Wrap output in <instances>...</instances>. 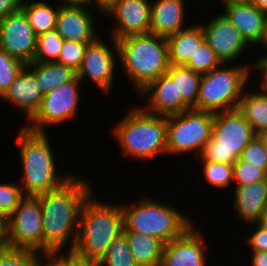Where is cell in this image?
Here are the masks:
<instances>
[{
  "mask_svg": "<svg viewBox=\"0 0 267 266\" xmlns=\"http://www.w3.org/2000/svg\"><path fill=\"white\" fill-rule=\"evenodd\" d=\"M222 5L229 3V2H239V1H250V0H220Z\"/></svg>",
  "mask_w": 267,
  "mask_h": 266,
  "instance_id": "cell-53",
  "label": "cell"
},
{
  "mask_svg": "<svg viewBox=\"0 0 267 266\" xmlns=\"http://www.w3.org/2000/svg\"><path fill=\"white\" fill-rule=\"evenodd\" d=\"M18 131L16 146L23 170L19 177L25 196H37L59 189L74 176L72 172H58L54 150L46 132H33L24 126Z\"/></svg>",
  "mask_w": 267,
  "mask_h": 266,
  "instance_id": "cell-2",
  "label": "cell"
},
{
  "mask_svg": "<svg viewBox=\"0 0 267 266\" xmlns=\"http://www.w3.org/2000/svg\"><path fill=\"white\" fill-rule=\"evenodd\" d=\"M138 266H160L165 243L134 231H123Z\"/></svg>",
  "mask_w": 267,
  "mask_h": 266,
  "instance_id": "cell-24",
  "label": "cell"
},
{
  "mask_svg": "<svg viewBox=\"0 0 267 266\" xmlns=\"http://www.w3.org/2000/svg\"><path fill=\"white\" fill-rule=\"evenodd\" d=\"M221 64L214 51L204 40L184 65L199 74H206Z\"/></svg>",
  "mask_w": 267,
  "mask_h": 266,
  "instance_id": "cell-32",
  "label": "cell"
},
{
  "mask_svg": "<svg viewBox=\"0 0 267 266\" xmlns=\"http://www.w3.org/2000/svg\"><path fill=\"white\" fill-rule=\"evenodd\" d=\"M196 226H191L183 235L165 244L160 266L207 265V244L201 228Z\"/></svg>",
  "mask_w": 267,
  "mask_h": 266,
  "instance_id": "cell-16",
  "label": "cell"
},
{
  "mask_svg": "<svg viewBox=\"0 0 267 266\" xmlns=\"http://www.w3.org/2000/svg\"><path fill=\"white\" fill-rule=\"evenodd\" d=\"M63 40L56 29L37 36L36 52L33 62H56L60 55Z\"/></svg>",
  "mask_w": 267,
  "mask_h": 266,
  "instance_id": "cell-29",
  "label": "cell"
},
{
  "mask_svg": "<svg viewBox=\"0 0 267 266\" xmlns=\"http://www.w3.org/2000/svg\"><path fill=\"white\" fill-rule=\"evenodd\" d=\"M254 73H259L258 77H260V80L257 84H259L265 91H267V68H255Z\"/></svg>",
  "mask_w": 267,
  "mask_h": 266,
  "instance_id": "cell-47",
  "label": "cell"
},
{
  "mask_svg": "<svg viewBox=\"0 0 267 266\" xmlns=\"http://www.w3.org/2000/svg\"><path fill=\"white\" fill-rule=\"evenodd\" d=\"M257 136L260 138V140L262 141V143L267 148V130L259 133Z\"/></svg>",
  "mask_w": 267,
  "mask_h": 266,
  "instance_id": "cell-52",
  "label": "cell"
},
{
  "mask_svg": "<svg viewBox=\"0 0 267 266\" xmlns=\"http://www.w3.org/2000/svg\"><path fill=\"white\" fill-rule=\"evenodd\" d=\"M190 25L166 38L170 65H185L205 40L201 24Z\"/></svg>",
  "mask_w": 267,
  "mask_h": 266,
  "instance_id": "cell-23",
  "label": "cell"
},
{
  "mask_svg": "<svg viewBox=\"0 0 267 266\" xmlns=\"http://www.w3.org/2000/svg\"><path fill=\"white\" fill-rule=\"evenodd\" d=\"M88 44L89 43L63 40L60 55L56 62L71 67L77 72L82 65L83 57Z\"/></svg>",
  "mask_w": 267,
  "mask_h": 266,
  "instance_id": "cell-36",
  "label": "cell"
},
{
  "mask_svg": "<svg viewBox=\"0 0 267 266\" xmlns=\"http://www.w3.org/2000/svg\"><path fill=\"white\" fill-rule=\"evenodd\" d=\"M45 0H23L21 9L26 14L29 23L34 30L36 36L47 31L56 29L59 5L46 3Z\"/></svg>",
  "mask_w": 267,
  "mask_h": 266,
  "instance_id": "cell-27",
  "label": "cell"
},
{
  "mask_svg": "<svg viewBox=\"0 0 267 266\" xmlns=\"http://www.w3.org/2000/svg\"><path fill=\"white\" fill-rule=\"evenodd\" d=\"M253 5L267 15V0H250Z\"/></svg>",
  "mask_w": 267,
  "mask_h": 266,
  "instance_id": "cell-48",
  "label": "cell"
},
{
  "mask_svg": "<svg viewBox=\"0 0 267 266\" xmlns=\"http://www.w3.org/2000/svg\"><path fill=\"white\" fill-rule=\"evenodd\" d=\"M256 134L236 108L214 113L212 137L198 155L199 161L233 164Z\"/></svg>",
  "mask_w": 267,
  "mask_h": 266,
  "instance_id": "cell-8",
  "label": "cell"
},
{
  "mask_svg": "<svg viewBox=\"0 0 267 266\" xmlns=\"http://www.w3.org/2000/svg\"><path fill=\"white\" fill-rule=\"evenodd\" d=\"M43 97L44 94L36 83L34 74L25 66L0 101L17 106L29 121L39 109Z\"/></svg>",
  "mask_w": 267,
  "mask_h": 266,
  "instance_id": "cell-19",
  "label": "cell"
},
{
  "mask_svg": "<svg viewBox=\"0 0 267 266\" xmlns=\"http://www.w3.org/2000/svg\"><path fill=\"white\" fill-rule=\"evenodd\" d=\"M23 0H0V20L21 10Z\"/></svg>",
  "mask_w": 267,
  "mask_h": 266,
  "instance_id": "cell-41",
  "label": "cell"
},
{
  "mask_svg": "<svg viewBox=\"0 0 267 266\" xmlns=\"http://www.w3.org/2000/svg\"><path fill=\"white\" fill-rule=\"evenodd\" d=\"M81 84L82 82L76 76L71 82L44 94L39 109L23 126L33 132H46V127L73 120L81 103Z\"/></svg>",
  "mask_w": 267,
  "mask_h": 266,
  "instance_id": "cell-10",
  "label": "cell"
},
{
  "mask_svg": "<svg viewBox=\"0 0 267 266\" xmlns=\"http://www.w3.org/2000/svg\"><path fill=\"white\" fill-rule=\"evenodd\" d=\"M201 26L205 41L221 63H235L250 48V44L223 13L216 14Z\"/></svg>",
  "mask_w": 267,
  "mask_h": 266,
  "instance_id": "cell-14",
  "label": "cell"
},
{
  "mask_svg": "<svg viewBox=\"0 0 267 266\" xmlns=\"http://www.w3.org/2000/svg\"><path fill=\"white\" fill-rule=\"evenodd\" d=\"M24 197L19 183L0 182V213L8 218Z\"/></svg>",
  "mask_w": 267,
  "mask_h": 266,
  "instance_id": "cell-37",
  "label": "cell"
},
{
  "mask_svg": "<svg viewBox=\"0 0 267 266\" xmlns=\"http://www.w3.org/2000/svg\"><path fill=\"white\" fill-rule=\"evenodd\" d=\"M26 67L34 74L36 83L43 94L71 82L77 76V72L71 67L57 62H32L27 64Z\"/></svg>",
  "mask_w": 267,
  "mask_h": 266,
  "instance_id": "cell-25",
  "label": "cell"
},
{
  "mask_svg": "<svg viewBox=\"0 0 267 266\" xmlns=\"http://www.w3.org/2000/svg\"><path fill=\"white\" fill-rule=\"evenodd\" d=\"M108 44L99 36L94 42L87 45L83 62L77 71V77L82 82L88 78L93 85L104 95L109 96L113 89L114 78L116 75L117 61L119 62V50L117 41L109 36ZM113 50V52H112ZM110 92V93H109Z\"/></svg>",
  "mask_w": 267,
  "mask_h": 266,
  "instance_id": "cell-11",
  "label": "cell"
},
{
  "mask_svg": "<svg viewBox=\"0 0 267 266\" xmlns=\"http://www.w3.org/2000/svg\"><path fill=\"white\" fill-rule=\"evenodd\" d=\"M7 222V246L42 252V211L37 196H25Z\"/></svg>",
  "mask_w": 267,
  "mask_h": 266,
  "instance_id": "cell-12",
  "label": "cell"
},
{
  "mask_svg": "<svg viewBox=\"0 0 267 266\" xmlns=\"http://www.w3.org/2000/svg\"><path fill=\"white\" fill-rule=\"evenodd\" d=\"M213 123L214 113L192 108L167 116V156L193 152L197 158L212 137Z\"/></svg>",
  "mask_w": 267,
  "mask_h": 266,
  "instance_id": "cell-9",
  "label": "cell"
},
{
  "mask_svg": "<svg viewBox=\"0 0 267 266\" xmlns=\"http://www.w3.org/2000/svg\"><path fill=\"white\" fill-rule=\"evenodd\" d=\"M99 264L100 266H138L123 233L111 243Z\"/></svg>",
  "mask_w": 267,
  "mask_h": 266,
  "instance_id": "cell-31",
  "label": "cell"
},
{
  "mask_svg": "<svg viewBox=\"0 0 267 266\" xmlns=\"http://www.w3.org/2000/svg\"><path fill=\"white\" fill-rule=\"evenodd\" d=\"M117 44L123 75L138 93L170 67L165 37L153 33L132 35L117 40Z\"/></svg>",
  "mask_w": 267,
  "mask_h": 266,
  "instance_id": "cell-5",
  "label": "cell"
},
{
  "mask_svg": "<svg viewBox=\"0 0 267 266\" xmlns=\"http://www.w3.org/2000/svg\"><path fill=\"white\" fill-rule=\"evenodd\" d=\"M185 3V0H152L150 33L167 38L187 28Z\"/></svg>",
  "mask_w": 267,
  "mask_h": 266,
  "instance_id": "cell-22",
  "label": "cell"
},
{
  "mask_svg": "<svg viewBox=\"0 0 267 266\" xmlns=\"http://www.w3.org/2000/svg\"><path fill=\"white\" fill-rule=\"evenodd\" d=\"M96 18L92 9L90 11L85 7L60 6L56 30L64 40L92 43L100 36L95 25Z\"/></svg>",
  "mask_w": 267,
  "mask_h": 266,
  "instance_id": "cell-18",
  "label": "cell"
},
{
  "mask_svg": "<svg viewBox=\"0 0 267 266\" xmlns=\"http://www.w3.org/2000/svg\"><path fill=\"white\" fill-rule=\"evenodd\" d=\"M227 66V67H226ZM255 62L248 61L233 66L221 63L206 74H202L196 105L192 108L212 113L236 109L247 83L252 78Z\"/></svg>",
  "mask_w": 267,
  "mask_h": 266,
  "instance_id": "cell-7",
  "label": "cell"
},
{
  "mask_svg": "<svg viewBox=\"0 0 267 266\" xmlns=\"http://www.w3.org/2000/svg\"><path fill=\"white\" fill-rule=\"evenodd\" d=\"M257 87L253 92L245 89L238 106L256 135L267 130V91Z\"/></svg>",
  "mask_w": 267,
  "mask_h": 266,
  "instance_id": "cell-26",
  "label": "cell"
},
{
  "mask_svg": "<svg viewBox=\"0 0 267 266\" xmlns=\"http://www.w3.org/2000/svg\"><path fill=\"white\" fill-rule=\"evenodd\" d=\"M94 194L82 205L78 236L72 251L80 258L99 262L111 243L123 233L124 216L121 203L111 204L102 199L100 202Z\"/></svg>",
  "mask_w": 267,
  "mask_h": 266,
  "instance_id": "cell-3",
  "label": "cell"
},
{
  "mask_svg": "<svg viewBox=\"0 0 267 266\" xmlns=\"http://www.w3.org/2000/svg\"><path fill=\"white\" fill-rule=\"evenodd\" d=\"M254 231L245 241L246 246L249 247L251 252H267V229L261 227L258 223H254Z\"/></svg>",
  "mask_w": 267,
  "mask_h": 266,
  "instance_id": "cell-39",
  "label": "cell"
},
{
  "mask_svg": "<svg viewBox=\"0 0 267 266\" xmlns=\"http://www.w3.org/2000/svg\"><path fill=\"white\" fill-rule=\"evenodd\" d=\"M148 98L147 104L141 108L153 115L170 116L191 109L178 94L176 81L167 74L149 83L138 95ZM150 101V102H149Z\"/></svg>",
  "mask_w": 267,
  "mask_h": 266,
  "instance_id": "cell-17",
  "label": "cell"
},
{
  "mask_svg": "<svg viewBox=\"0 0 267 266\" xmlns=\"http://www.w3.org/2000/svg\"><path fill=\"white\" fill-rule=\"evenodd\" d=\"M232 209L237 212L241 222L258 223L261 214L267 206V179L255 184L233 186Z\"/></svg>",
  "mask_w": 267,
  "mask_h": 266,
  "instance_id": "cell-21",
  "label": "cell"
},
{
  "mask_svg": "<svg viewBox=\"0 0 267 266\" xmlns=\"http://www.w3.org/2000/svg\"><path fill=\"white\" fill-rule=\"evenodd\" d=\"M91 180L75 173L62 187L37 195L42 211V252L75 247L83 203L93 193ZM70 242V243H69Z\"/></svg>",
  "mask_w": 267,
  "mask_h": 266,
  "instance_id": "cell-1",
  "label": "cell"
},
{
  "mask_svg": "<svg viewBox=\"0 0 267 266\" xmlns=\"http://www.w3.org/2000/svg\"><path fill=\"white\" fill-rule=\"evenodd\" d=\"M59 6L90 7V0H60Z\"/></svg>",
  "mask_w": 267,
  "mask_h": 266,
  "instance_id": "cell-46",
  "label": "cell"
},
{
  "mask_svg": "<svg viewBox=\"0 0 267 266\" xmlns=\"http://www.w3.org/2000/svg\"><path fill=\"white\" fill-rule=\"evenodd\" d=\"M137 203H121L124 216L123 231L154 236L166 244L183 235L194 225V221L192 222L188 215L175 206L162 203L160 199L145 194Z\"/></svg>",
  "mask_w": 267,
  "mask_h": 266,
  "instance_id": "cell-6",
  "label": "cell"
},
{
  "mask_svg": "<svg viewBox=\"0 0 267 266\" xmlns=\"http://www.w3.org/2000/svg\"><path fill=\"white\" fill-rule=\"evenodd\" d=\"M223 6V14L239 30L245 40L253 46L261 41L266 15L251 1L229 2Z\"/></svg>",
  "mask_w": 267,
  "mask_h": 266,
  "instance_id": "cell-20",
  "label": "cell"
},
{
  "mask_svg": "<svg viewBox=\"0 0 267 266\" xmlns=\"http://www.w3.org/2000/svg\"><path fill=\"white\" fill-rule=\"evenodd\" d=\"M62 251H48L38 253V266H68V250L65 254Z\"/></svg>",
  "mask_w": 267,
  "mask_h": 266,
  "instance_id": "cell-40",
  "label": "cell"
},
{
  "mask_svg": "<svg viewBox=\"0 0 267 266\" xmlns=\"http://www.w3.org/2000/svg\"><path fill=\"white\" fill-rule=\"evenodd\" d=\"M26 65L0 48V98Z\"/></svg>",
  "mask_w": 267,
  "mask_h": 266,
  "instance_id": "cell-35",
  "label": "cell"
},
{
  "mask_svg": "<svg viewBox=\"0 0 267 266\" xmlns=\"http://www.w3.org/2000/svg\"><path fill=\"white\" fill-rule=\"evenodd\" d=\"M256 66L255 68H267V53L263 56H258V59L256 58V61H254Z\"/></svg>",
  "mask_w": 267,
  "mask_h": 266,
  "instance_id": "cell-49",
  "label": "cell"
},
{
  "mask_svg": "<svg viewBox=\"0 0 267 266\" xmlns=\"http://www.w3.org/2000/svg\"><path fill=\"white\" fill-rule=\"evenodd\" d=\"M38 251L0 247V266H38Z\"/></svg>",
  "mask_w": 267,
  "mask_h": 266,
  "instance_id": "cell-33",
  "label": "cell"
},
{
  "mask_svg": "<svg viewBox=\"0 0 267 266\" xmlns=\"http://www.w3.org/2000/svg\"><path fill=\"white\" fill-rule=\"evenodd\" d=\"M267 179V171L253 166L239 158L233 163V184L234 186H244L255 184Z\"/></svg>",
  "mask_w": 267,
  "mask_h": 266,
  "instance_id": "cell-34",
  "label": "cell"
},
{
  "mask_svg": "<svg viewBox=\"0 0 267 266\" xmlns=\"http://www.w3.org/2000/svg\"><path fill=\"white\" fill-rule=\"evenodd\" d=\"M107 14L115 22L108 36L116 41L132 35L150 33L151 0H119Z\"/></svg>",
  "mask_w": 267,
  "mask_h": 266,
  "instance_id": "cell-15",
  "label": "cell"
},
{
  "mask_svg": "<svg viewBox=\"0 0 267 266\" xmlns=\"http://www.w3.org/2000/svg\"><path fill=\"white\" fill-rule=\"evenodd\" d=\"M261 47H264V50L267 51V15L265 18L264 32L261 41L258 43ZM267 53V52H266Z\"/></svg>",
  "mask_w": 267,
  "mask_h": 266,
  "instance_id": "cell-50",
  "label": "cell"
},
{
  "mask_svg": "<svg viewBox=\"0 0 267 266\" xmlns=\"http://www.w3.org/2000/svg\"><path fill=\"white\" fill-rule=\"evenodd\" d=\"M8 240V222L7 217L0 213V247H6Z\"/></svg>",
  "mask_w": 267,
  "mask_h": 266,
  "instance_id": "cell-44",
  "label": "cell"
},
{
  "mask_svg": "<svg viewBox=\"0 0 267 266\" xmlns=\"http://www.w3.org/2000/svg\"><path fill=\"white\" fill-rule=\"evenodd\" d=\"M250 266H267V252H251Z\"/></svg>",
  "mask_w": 267,
  "mask_h": 266,
  "instance_id": "cell-45",
  "label": "cell"
},
{
  "mask_svg": "<svg viewBox=\"0 0 267 266\" xmlns=\"http://www.w3.org/2000/svg\"><path fill=\"white\" fill-rule=\"evenodd\" d=\"M37 36L21 9L0 20V48L22 61L31 64L36 52Z\"/></svg>",
  "mask_w": 267,
  "mask_h": 266,
  "instance_id": "cell-13",
  "label": "cell"
},
{
  "mask_svg": "<svg viewBox=\"0 0 267 266\" xmlns=\"http://www.w3.org/2000/svg\"><path fill=\"white\" fill-rule=\"evenodd\" d=\"M258 224L264 229H267V206L264 209L263 213L261 214Z\"/></svg>",
  "mask_w": 267,
  "mask_h": 266,
  "instance_id": "cell-51",
  "label": "cell"
},
{
  "mask_svg": "<svg viewBox=\"0 0 267 266\" xmlns=\"http://www.w3.org/2000/svg\"><path fill=\"white\" fill-rule=\"evenodd\" d=\"M130 109L112 130L122 156L141 161L167 156V117L150 114L140 104Z\"/></svg>",
  "mask_w": 267,
  "mask_h": 266,
  "instance_id": "cell-4",
  "label": "cell"
},
{
  "mask_svg": "<svg viewBox=\"0 0 267 266\" xmlns=\"http://www.w3.org/2000/svg\"><path fill=\"white\" fill-rule=\"evenodd\" d=\"M201 162L203 177L211 187L218 190L231 188L233 184V164L220 162Z\"/></svg>",
  "mask_w": 267,
  "mask_h": 266,
  "instance_id": "cell-30",
  "label": "cell"
},
{
  "mask_svg": "<svg viewBox=\"0 0 267 266\" xmlns=\"http://www.w3.org/2000/svg\"><path fill=\"white\" fill-rule=\"evenodd\" d=\"M166 73L176 81V88L182 100L193 108L197 102L202 75L184 65H170Z\"/></svg>",
  "mask_w": 267,
  "mask_h": 266,
  "instance_id": "cell-28",
  "label": "cell"
},
{
  "mask_svg": "<svg viewBox=\"0 0 267 266\" xmlns=\"http://www.w3.org/2000/svg\"><path fill=\"white\" fill-rule=\"evenodd\" d=\"M68 266H100L99 262L78 257L73 251H68Z\"/></svg>",
  "mask_w": 267,
  "mask_h": 266,
  "instance_id": "cell-42",
  "label": "cell"
},
{
  "mask_svg": "<svg viewBox=\"0 0 267 266\" xmlns=\"http://www.w3.org/2000/svg\"><path fill=\"white\" fill-rule=\"evenodd\" d=\"M239 159L267 171V148L257 135L244 148Z\"/></svg>",
  "mask_w": 267,
  "mask_h": 266,
  "instance_id": "cell-38",
  "label": "cell"
},
{
  "mask_svg": "<svg viewBox=\"0 0 267 266\" xmlns=\"http://www.w3.org/2000/svg\"><path fill=\"white\" fill-rule=\"evenodd\" d=\"M118 1L119 0H90V7L92 6V9H96L97 11L105 15L106 12L111 9Z\"/></svg>",
  "mask_w": 267,
  "mask_h": 266,
  "instance_id": "cell-43",
  "label": "cell"
}]
</instances>
